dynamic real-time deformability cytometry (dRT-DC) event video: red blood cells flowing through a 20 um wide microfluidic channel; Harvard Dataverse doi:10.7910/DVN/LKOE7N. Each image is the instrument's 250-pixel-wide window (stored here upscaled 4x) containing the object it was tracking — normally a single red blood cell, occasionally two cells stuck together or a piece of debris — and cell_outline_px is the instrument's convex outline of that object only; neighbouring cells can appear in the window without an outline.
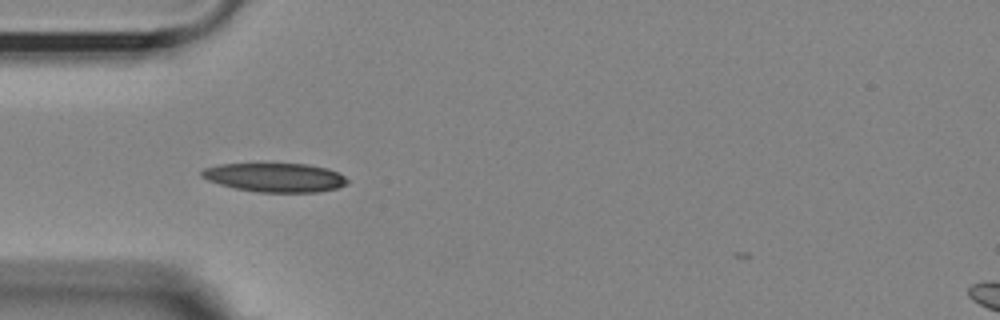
{"species": "Egyptian fruit bat (a non-hibernating species)", "species_latin": "Rousettus aegyptiacus", "temperature_condition": "room temperature", "stored_images_in_passage": 36, "camera_frame_rate_fps": 3000, "um_per_image_px": 0.085, "animal": {"sex": "female"}, "frame": {"image": 1, "passage_image": 1, "time_ms": 0.0, "image_size_px": [1000, 320], "cell_outline_px": [[348, 184], [336, 188], [316, 192], [256, 192], [236, 188], [220, 184], [208, 180], [200, 176], [200, 172], [204, 168], [220, 164], [256, 160], [308, 164], [328, 168], [344, 176], [348, 180]], "centroid_in_image_um": [23.32, 15.02], "position_along_channel_um": 61.7, "area_um2": 25.72}}
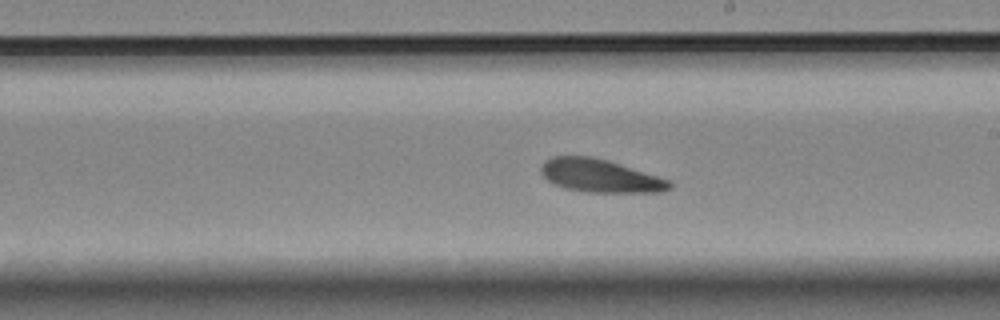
{"frame": {"image": 2, "passage_image": 16, "time_ms": 5.0, "image_size_px": [1000, 320], "cell_outline_px": [[672, 188], [664, 192], [588, 192], [564, 188], [548, 180], [544, 176], [540, 168], [552, 156], [592, 156], [608, 160], [668, 180], [672, 184]], "centroid_in_image_um": [51.02, 14.95], "position_along_channel_um": 238.0, "area_um2": 24.39}}
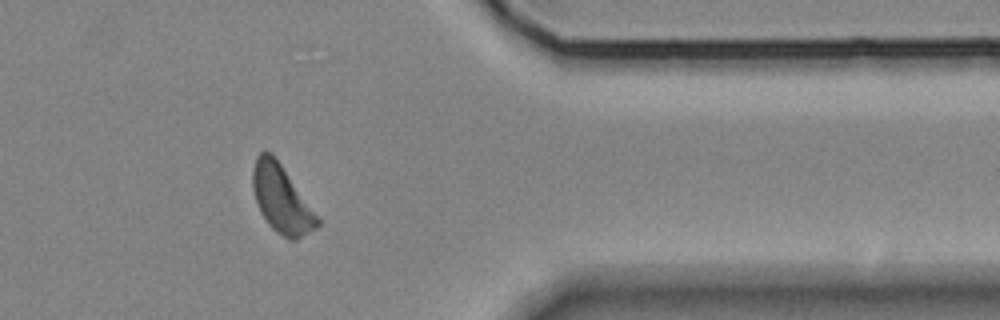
{"frame": {"image": 3, "passage_image": 30, "time_ms": 9.667, "image_size_px": [1000, 320], "cell_outline_px": [[320, 224], [316, 228], [296, 240], [288, 240], [276, 232], [268, 224], [260, 212], [252, 188], [252, 168], [256, 156], [264, 148], [272, 152], [320, 220]], "centroid_in_image_um": [23.88, 16.9], "position_along_channel_um": 387.5, "area_um2": 25.37}}